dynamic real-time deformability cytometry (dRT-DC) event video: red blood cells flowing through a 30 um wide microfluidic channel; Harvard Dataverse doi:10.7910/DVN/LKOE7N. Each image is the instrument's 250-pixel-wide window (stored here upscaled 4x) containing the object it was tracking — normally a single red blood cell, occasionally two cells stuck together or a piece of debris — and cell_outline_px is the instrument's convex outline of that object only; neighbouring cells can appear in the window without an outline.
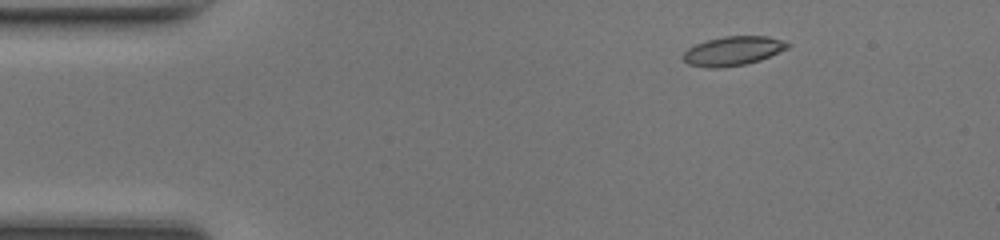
{"species": "common noctule bat (a hibernating species)", "species_latin": "Nyctalus noctula", "temperature_condition": "room temperature", "stored_images_in_passage": 42, "camera_frame_rate_fps": 3000, "um_per_image_px": 0.085, "animal": {"sex": "female", "body_mass_g": 17.0, "forearm_length_mm": 48.0}, "frame": {"image": 1, "passage_image": 1, "time_ms": 0.0, "image_size_px": [1000, 240], "cell_outline_px": [[792, 44], [788, 48], [760, 60], [744, 64], [716, 68], [708, 68], [688, 64], [680, 56], [688, 48], [696, 44], [708, 40], [724, 36], [768, 36]], "centroid_in_image_um": [62.28, 4.33], "position_along_channel_um": 22.7, "area_um2": 17.63}}
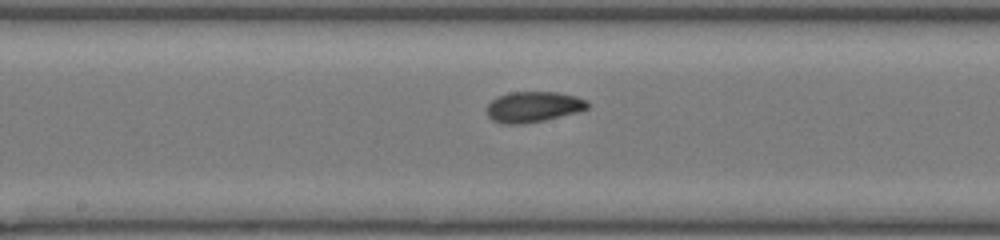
{"frame": {"image": 2, "passage_image": 19, "time_ms": 6.0, "image_size_px": [1000, 240], "cell_outline_px": [[592, 104], [588, 108], [576, 112], [544, 120], [524, 124], [500, 124], [492, 120], [488, 116], [488, 104], [492, 100], [508, 92], [556, 92], [576, 96], [588, 100]], "centroid_in_image_um": [45.36, 9.08], "position_along_channel_um": 202.8, "area_um2": 18.03}}
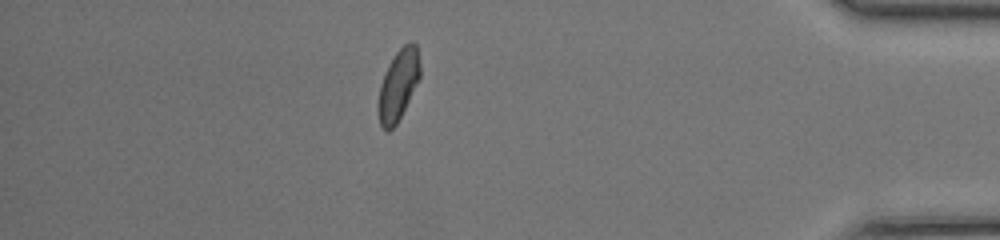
{"frame": {"image": 3, "passage_image": 36, "time_ms": 11.667, "image_size_px": [1000, 240], "cell_outline_px": [[420, 76], [396, 124], [388, 132], [380, 124], [380, 84], [388, 64], [396, 52], [404, 44], [416, 44], [420, 64]], "centroid_in_image_um": [33.87, 7.18], "position_along_channel_um": 401.3, "area_um2": 16.36}, "authors_computed_cell_mechanics": {"area_um2": 17.4267, "velocity_mm_per_s": 4.3179, "shape_relaxation_time_tau1_ms": 2.8231, "shape_relaxation_time_tau2_ms": 2.6519, "deformation_change_tau1": 0.1206, "deformation_change_tau2": 0.0828}}